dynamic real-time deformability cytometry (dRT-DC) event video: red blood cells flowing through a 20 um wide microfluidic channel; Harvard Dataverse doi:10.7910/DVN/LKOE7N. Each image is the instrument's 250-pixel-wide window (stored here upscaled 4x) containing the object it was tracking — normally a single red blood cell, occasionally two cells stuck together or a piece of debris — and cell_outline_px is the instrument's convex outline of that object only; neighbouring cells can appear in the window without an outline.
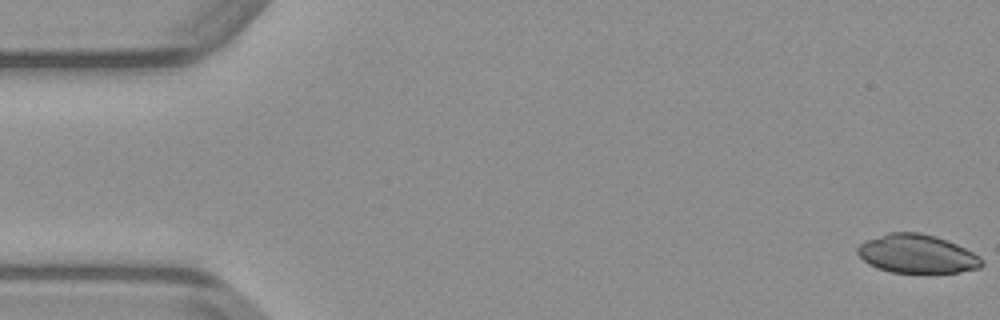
{"species": "common noctule bat (a hibernating species)", "species_latin": "Nyctalus noctula", "temperature_condition": "warm", "stored_images_in_passage": 49, "camera_frame_rate_fps": 3000, "um_per_image_px": 0.085, "animal": {"sex": "male", "body_mass_g": 23.1, "forearm_length_mm": 52.7}, "frame": {"image": 1, "passage_image": 1, "time_ms": 0.0, "image_size_px": [1000, 320], "cell_outline_px": [[984, 264], [980, 268], [960, 272], [892, 272], [876, 268], [868, 264], [856, 252], [856, 248], [864, 240], [888, 232], [920, 232], [936, 236], [956, 244], [980, 256], [984, 260]], "centroid_in_image_um": [77.93, 21.57], "position_along_channel_um": 7.1, "area_um2": 28.09}}
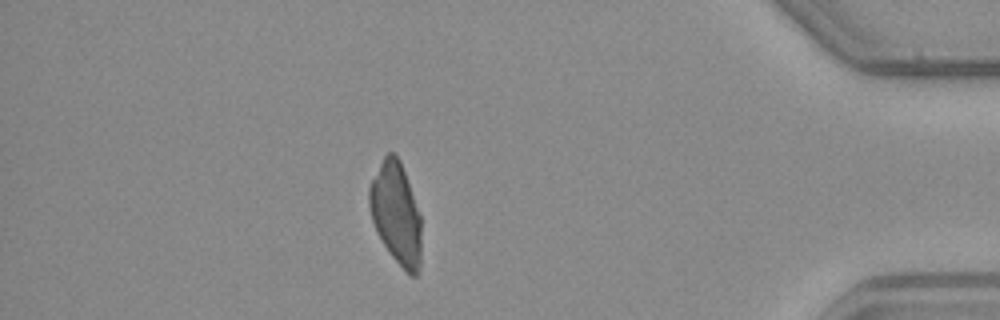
{"frame": {"image": 2, "passage_image": 43, "time_ms": 14.0, "image_size_px": [1000, 320], "cell_outline_px": [[420, 272], [416, 276], [412, 276], [392, 256], [384, 244], [372, 220], [368, 204], [368, 188], [384, 156], [388, 152], [392, 152], [400, 160], [420, 216]], "centroid_in_image_um": [33.66, 18.13], "position_along_channel_um": 401.5, "area_um2": 30.11}}